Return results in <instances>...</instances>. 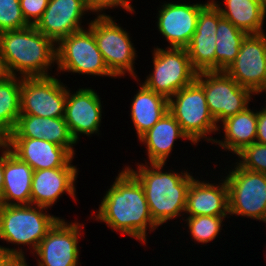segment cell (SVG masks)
<instances>
[{
  "instance_id": "cell-24",
  "label": "cell",
  "mask_w": 266,
  "mask_h": 266,
  "mask_svg": "<svg viewBox=\"0 0 266 266\" xmlns=\"http://www.w3.org/2000/svg\"><path fill=\"white\" fill-rule=\"evenodd\" d=\"M34 170L11 152L4 159V191L2 205L31 204Z\"/></svg>"
},
{
  "instance_id": "cell-10",
  "label": "cell",
  "mask_w": 266,
  "mask_h": 266,
  "mask_svg": "<svg viewBox=\"0 0 266 266\" xmlns=\"http://www.w3.org/2000/svg\"><path fill=\"white\" fill-rule=\"evenodd\" d=\"M204 90L211 116L218 123L244 111L255 94L240 86L225 71L198 72L195 80Z\"/></svg>"
},
{
  "instance_id": "cell-5",
  "label": "cell",
  "mask_w": 266,
  "mask_h": 266,
  "mask_svg": "<svg viewBox=\"0 0 266 266\" xmlns=\"http://www.w3.org/2000/svg\"><path fill=\"white\" fill-rule=\"evenodd\" d=\"M94 15V20L87 24L111 74L115 78H124L128 73L137 83L140 82L134 66L138 55L130 33L106 12H96Z\"/></svg>"
},
{
  "instance_id": "cell-1",
  "label": "cell",
  "mask_w": 266,
  "mask_h": 266,
  "mask_svg": "<svg viewBox=\"0 0 266 266\" xmlns=\"http://www.w3.org/2000/svg\"><path fill=\"white\" fill-rule=\"evenodd\" d=\"M103 195L95 221L105 223L112 232H120L146 245L148 233L158 229L153 221L140 182L125 168ZM95 216V217H94ZM149 229V230H148ZM147 230L150 231L147 233Z\"/></svg>"
},
{
  "instance_id": "cell-26",
  "label": "cell",
  "mask_w": 266,
  "mask_h": 266,
  "mask_svg": "<svg viewBox=\"0 0 266 266\" xmlns=\"http://www.w3.org/2000/svg\"><path fill=\"white\" fill-rule=\"evenodd\" d=\"M131 100L130 117L138 139L150 130L168 112V99L139 83Z\"/></svg>"
},
{
  "instance_id": "cell-11",
  "label": "cell",
  "mask_w": 266,
  "mask_h": 266,
  "mask_svg": "<svg viewBox=\"0 0 266 266\" xmlns=\"http://www.w3.org/2000/svg\"><path fill=\"white\" fill-rule=\"evenodd\" d=\"M67 88L55 75L21 78L20 114L64 117Z\"/></svg>"
},
{
  "instance_id": "cell-23",
  "label": "cell",
  "mask_w": 266,
  "mask_h": 266,
  "mask_svg": "<svg viewBox=\"0 0 266 266\" xmlns=\"http://www.w3.org/2000/svg\"><path fill=\"white\" fill-rule=\"evenodd\" d=\"M218 125L223 127L221 130L224 132L223 138L220 140L215 139L214 144L224 151L232 152L236 155L244 147L254 143L257 135V110H251L247 107L244 111L239 112L233 116L226 118Z\"/></svg>"
},
{
  "instance_id": "cell-9",
  "label": "cell",
  "mask_w": 266,
  "mask_h": 266,
  "mask_svg": "<svg viewBox=\"0 0 266 266\" xmlns=\"http://www.w3.org/2000/svg\"><path fill=\"white\" fill-rule=\"evenodd\" d=\"M234 164L224 176L228 186L229 217L240 215L262 222L266 213V174Z\"/></svg>"
},
{
  "instance_id": "cell-27",
  "label": "cell",
  "mask_w": 266,
  "mask_h": 266,
  "mask_svg": "<svg viewBox=\"0 0 266 266\" xmlns=\"http://www.w3.org/2000/svg\"><path fill=\"white\" fill-rule=\"evenodd\" d=\"M21 77L5 75L0 79V139L13 131L20 116Z\"/></svg>"
},
{
  "instance_id": "cell-35",
  "label": "cell",
  "mask_w": 266,
  "mask_h": 266,
  "mask_svg": "<svg viewBox=\"0 0 266 266\" xmlns=\"http://www.w3.org/2000/svg\"><path fill=\"white\" fill-rule=\"evenodd\" d=\"M11 152L9 145L5 139L0 140V205H2L4 191V159Z\"/></svg>"
},
{
  "instance_id": "cell-4",
  "label": "cell",
  "mask_w": 266,
  "mask_h": 266,
  "mask_svg": "<svg viewBox=\"0 0 266 266\" xmlns=\"http://www.w3.org/2000/svg\"><path fill=\"white\" fill-rule=\"evenodd\" d=\"M46 210L48 208L33 204L0 205V241L18 245L17 248L0 245V253L22 256L26 254L22 248L27 246L33 254L48 231L61 218Z\"/></svg>"
},
{
  "instance_id": "cell-25",
  "label": "cell",
  "mask_w": 266,
  "mask_h": 266,
  "mask_svg": "<svg viewBox=\"0 0 266 266\" xmlns=\"http://www.w3.org/2000/svg\"><path fill=\"white\" fill-rule=\"evenodd\" d=\"M222 17L247 34L264 33L266 6L260 0H210ZM220 3V4H219ZM224 6V7H223Z\"/></svg>"
},
{
  "instance_id": "cell-6",
  "label": "cell",
  "mask_w": 266,
  "mask_h": 266,
  "mask_svg": "<svg viewBox=\"0 0 266 266\" xmlns=\"http://www.w3.org/2000/svg\"><path fill=\"white\" fill-rule=\"evenodd\" d=\"M168 111L180 124L183 132L197 145L201 140L214 144L219 127L211 116L203 88L194 81L168 100Z\"/></svg>"
},
{
  "instance_id": "cell-33",
  "label": "cell",
  "mask_w": 266,
  "mask_h": 266,
  "mask_svg": "<svg viewBox=\"0 0 266 266\" xmlns=\"http://www.w3.org/2000/svg\"><path fill=\"white\" fill-rule=\"evenodd\" d=\"M132 0H97L94 3L96 12H105L106 9L122 8L129 14L136 13L134 6L131 4Z\"/></svg>"
},
{
  "instance_id": "cell-13",
  "label": "cell",
  "mask_w": 266,
  "mask_h": 266,
  "mask_svg": "<svg viewBox=\"0 0 266 266\" xmlns=\"http://www.w3.org/2000/svg\"><path fill=\"white\" fill-rule=\"evenodd\" d=\"M96 13L91 0H49L36 29L56 44L64 37L84 29L82 19Z\"/></svg>"
},
{
  "instance_id": "cell-29",
  "label": "cell",
  "mask_w": 266,
  "mask_h": 266,
  "mask_svg": "<svg viewBox=\"0 0 266 266\" xmlns=\"http://www.w3.org/2000/svg\"><path fill=\"white\" fill-rule=\"evenodd\" d=\"M186 226H188L190 236L194 243L207 244L218 237L223 228V222L227 216H184Z\"/></svg>"
},
{
  "instance_id": "cell-18",
  "label": "cell",
  "mask_w": 266,
  "mask_h": 266,
  "mask_svg": "<svg viewBox=\"0 0 266 266\" xmlns=\"http://www.w3.org/2000/svg\"><path fill=\"white\" fill-rule=\"evenodd\" d=\"M11 153L27 163L34 171L73 165V156L65 147L44 139L6 138Z\"/></svg>"
},
{
  "instance_id": "cell-16",
  "label": "cell",
  "mask_w": 266,
  "mask_h": 266,
  "mask_svg": "<svg viewBox=\"0 0 266 266\" xmlns=\"http://www.w3.org/2000/svg\"><path fill=\"white\" fill-rule=\"evenodd\" d=\"M70 90L67 89L64 119L71 136L76 143L80 141L81 134L91 137L95 133L99 136L103 113L102 98L91 87H81L74 93Z\"/></svg>"
},
{
  "instance_id": "cell-22",
  "label": "cell",
  "mask_w": 266,
  "mask_h": 266,
  "mask_svg": "<svg viewBox=\"0 0 266 266\" xmlns=\"http://www.w3.org/2000/svg\"><path fill=\"white\" fill-rule=\"evenodd\" d=\"M188 140L195 145L183 132L180 124L168 111L163 117L138 140L146 146L147 160L145 163H167L177 139Z\"/></svg>"
},
{
  "instance_id": "cell-34",
  "label": "cell",
  "mask_w": 266,
  "mask_h": 266,
  "mask_svg": "<svg viewBox=\"0 0 266 266\" xmlns=\"http://www.w3.org/2000/svg\"><path fill=\"white\" fill-rule=\"evenodd\" d=\"M261 108L257 111V135L255 142L266 145V107L261 106Z\"/></svg>"
},
{
  "instance_id": "cell-41",
  "label": "cell",
  "mask_w": 266,
  "mask_h": 266,
  "mask_svg": "<svg viewBox=\"0 0 266 266\" xmlns=\"http://www.w3.org/2000/svg\"><path fill=\"white\" fill-rule=\"evenodd\" d=\"M266 6V0H260Z\"/></svg>"
},
{
  "instance_id": "cell-3",
  "label": "cell",
  "mask_w": 266,
  "mask_h": 266,
  "mask_svg": "<svg viewBox=\"0 0 266 266\" xmlns=\"http://www.w3.org/2000/svg\"><path fill=\"white\" fill-rule=\"evenodd\" d=\"M0 56L7 75L47 77L56 64V43L35 26L5 31L0 33Z\"/></svg>"
},
{
  "instance_id": "cell-38",
  "label": "cell",
  "mask_w": 266,
  "mask_h": 266,
  "mask_svg": "<svg viewBox=\"0 0 266 266\" xmlns=\"http://www.w3.org/2000/svg\"><path fill=\"white\" fill-rule=\"evenodd\" d=\"M265 93L266 94V86H264L256 95H260V94H262V93ZM266 96V95H265ZM266 102V101H265ZM266 107V106H265Z\"/></svg>"
},
{
  "instance_id": "cell-15",
  "label": "cell",
  "mask_w": 266,
  "mask_h": 266,
  "mask_svg": "<svg viewBox=\"0 0 266 266\" xmlns=\"http://www.w3.org/2000/svg\"><path fill=\"white\" fill-rule=\"evenodd\" d=\"M157 8V30L168 42L167 47L186 48L195 33L200 10L206 3L163 2Z\"/></svg>"
},
{
  "instance_id": "cell-32",
  "label": "cell",
  "mask_w": 266,
  "mask_h": 266,
  "mask_svg": "<svg viewBox=\"0 0 266 266\" xmlns=\"http://www.w3.org/2000/svg\"><path fill=\"white\" fill-rule=\"evenodd\" d=\"M49 0H20V7L26 23L35 26L48 6Z\"/></svg>"
},
{
  "instance_id": "cell-20",
  "label": "cell",
  "mask_w": 266,
  "mask_h": 266,
  "mask_svg": "<svg viewBox=\"0 0 266 266\" xmlns=\"http://www.w3.org/2000/svg\"><path fill=\"white\" fill-rule=\"evenodd\" d=\"M228 216V186L222 176L217 184L194 178L187 191L184 216Z\"/></svg>"
},
{
  "instance_id": "cell-31",
  "label": "cell",
  "mask_w": 266,
  "mask_h": 266,
  "mask_svg": "<svg viewBox=\"0 0 266 266\" xmlns=\"http://www.w3.org/2000/svg\"><path fill=\"white\" fill-rule=\"evenodd\" d=\"M237 164L245 169L266 174V145L254 142L236 154Z\"/></svg>"
},
{
  "instance_id": "cell-39",
  "label": "cell",
  "mask_w": 266,
  "mask_h": 266,
  "mask_svg": "<svg viewBox=\"0 0 266 266\" xmlns=\"http://www.w3.org/2000/svg\"><path fill=\"white\" fill-rule=\"evenodd\" d=\"M0 266H2V254L0 253Z\"/></svg>"
},
{
  "instance_id": "cell-30",
  "label": "cell",
  "mask_w": 266,
  "mask_h": 266,
  "mask_svg": "<svg viewBox=\"0 0 266 266\" xmlns=\"http://www.w3.org/2000/svg\"><path fill=\"white\" fill-rule=\"evenodd\" d=\"M20 0H0V33L28 27Z\"/></svg>"
},
{
  "instance_id": "cell-28",
  "label": "cell",
  "mask_w": 266,
  "mask_h": 266,
  "mask_svg": "<svg viewBox=\"0 0 266 266\" xmlns=\"http://www.w3.org/2000/svg\"><path fill=\"white\" fill-rule=\"evenodd\" d=\"M248 34L222 17L216 31L215 71H225L235 60Z\"/></svg>"
},
{
  "instance_id": "cell-19",
  "label": "cell",
  "mask_w": 266,
  "mask_h": 266,
  "mask_svg": "<svg viewBox=\"0 0 266 266\" xmlns=\"http://www.w3.org/2000/svg\"><path fill=\"white\" fill-rule=\"evenodd\" d=\"M78 169L77 167H60L34 171L31 204L50 209L65 193L76 201L75 185L78 182L76 181L79 175Z\"/></svg>"
},
{
  "instance_id": "cell-36",
  "label": "cell",
  "mask_w": 266,
  "mask_h": 266,
  "mask_svg": "<svg viewBox=\"0 0 266 266\" xmlns=\"http://www.w3.org/2000/svg\"><path fill=\"white\" fill-rule=\"evenodd\" d=\"M25 255H5L2 254V266H29Z\"/></svg>"
},
{
  "instance_id": "cell-17",
  "label": "cell",
  "mask_w": 266,
  "mask_h": 266,
  "mask_svg": "<svg viewBox=\"0 0 266 266\" xmlns=\"http://www.w3.org/2000/svg\"><path fill=\"white\" fill-rule=\"evenodd\" d=\"M221 18V13L210 0L199 12L195 33L186 47L197 72L215 71L216 31Z\"/></svg>"
},
{
  "instance_id": "cell-7",
  "label": "cell",
  "mask_w": 266,
  "mask_h": 266,
  "mask_svg": "<svg viewBox=\"0 0 266 266\" xmlns=\"http://www.w3.org/2000/svg\"><path fill=\"white\" fill-rule=\"evenodd\" d=\"M153 70L142 82L148 89L170 99L176 92L196 80L186 48L154 47Z\"/></svg>"
},
{
  "instance_id": "cell-37",
  "label": "cell",
  "mask_w": 266,
  "mask_h": 266,
  "mask_svg": "<svg viewBox=\"0 0 266 266\" xmlns=\"http://www.w3.org/2000/svg\"><path fill=\"white\" fill-rule=\"evenodd\" d=\"M6 75L5 69L3 67L2 59L0 56V79Z\"/></svg>"
},
{
  "instance_id": "cell-40",
  "label": "cell",
  "mask_w": 266,
  "mask_h": 266,
  "mask_svg": "<svg viewBox=\"0 0 266 266\" xmlns=\"http://www.w3.org/2000/svg\"><path fill=\"white\" fill-rule=\"evenodd\" d=\"M262 222L266 223V213H265V216H264V218H263V221H262Z\"/></svg>"
},
{
  "instance_id": "cell-8",
  "label": "cell",
  "mask_w": 266,
  "mask_h": 266,
  "mask_svg": "<svg viewBox=\"0 0 266 266\" xmlns=\"http://www.w3.org/2000/svg\"><path fill=\"white\" fill-rule=\"evenodd\" d=\"M56 65V70L60 74L68 72L115 78L105 65L89 27L62 38L56 44Z\"/></svg>"
},
{
  "instance_id": "cell-21",
  "label": "cell",
  "mask_w": 266,
  "mask_h": 266,
  "mask_svg": "<svg viewBox=\"0 0 266 266\" xmlns=\"http://www.w3.org/2000/svg\"><path fill=\"white\" fill-rule=\"evenodd\" d=\"M7 138H37L65 147L73 156L76 141L70 134L64 117H38L20 114L14 131Z\"/></svg>"
},
{
  "instance_id": "cell-12",
  "label": "cell",
  "mask_w": 266,
  "mask_h": 266,
  "mask_svg": "<svg viewBox=\"0 0 266 266\" xmlns=\"http://www.w3.org/2000/svg\"><path fill=\"white\" fill-rule=\"evenodd\" d=\"M84 224L60 218L32 254L37 266H79V238ZM81 236V237H80Z\"/></svg>"
},
{
  "instance_id": "cell-14",
  "label": "cell",
  "mask_w": 266,
  "mask_h": 266,
  "mask_svg": "<svg viewBox=\"0 0 266 266\" xmlns=\"http://www.w3.org/2000/svg\"><path fill=\"white\" fill-rule=\"evenodd\" d=\"M225 72L256 95L266 82V34H248Z\"/></svg>"
},
{
  "instance_id": "cell-2",
  "label": "cell",
  "mask_w": 266,
  "mask_h": 266,
  "mask_svg": "<svg viewBox=\"0 0 266 266\" xmlns=\"http://www.w3.org/2000/svg\"><path fill=\"white\" fill-rule=\"evenodd\" d=\"M163 163H137L124 166L142 185L153 221L162 226L177 217L184 219L187 191L193 173L165 170ZM164 170V171H163Z\"/></svg>"
}]
</instances>
